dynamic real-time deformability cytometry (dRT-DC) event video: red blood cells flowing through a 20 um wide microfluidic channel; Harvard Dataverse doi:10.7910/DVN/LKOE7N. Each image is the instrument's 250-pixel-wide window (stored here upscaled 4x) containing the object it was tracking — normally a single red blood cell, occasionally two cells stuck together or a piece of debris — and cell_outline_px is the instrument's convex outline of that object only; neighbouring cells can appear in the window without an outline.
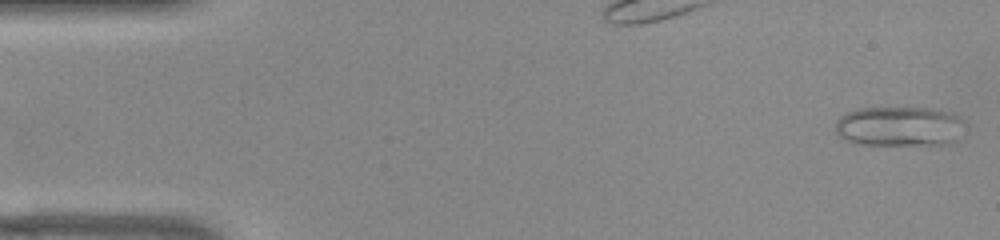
{"species": "common noctule bat (a hibernating species)", "species_latin": "Nyctalus noctula", "temperature_condition": "warm", "stored_images_in_passage": 51, "camera_frame_rate_fps": 3000, "um_per_image_px": 0.085, "animal": {"sex": "female", "body_mass_g": 22.0, "forearm_length_mm": 56.7}, "frame": {"image": 1, "passage_image": 1, "time_ms": 0.0, "image_size_px": [1000, 240], "cell_outline_px": [[956, 120], [952, 140], [948, 144], [852, 144], [840, 136], [836, 132], [836, 120], [848, 112], [856, 108], [928, 108], [948, 112], [956, 116]], "centroid_in_image_um": [76.22, 10.73], "position_along_channel_um": 8.8, "area_um2": 28.67}}
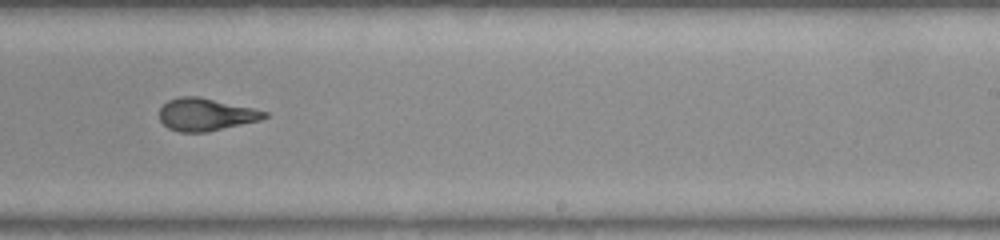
{"frame": {"image": 2, "passage_image": 31, "time_ms": 10.0, "image_size_px": [1000, 240], "cell_outline_px": [[268, 116], [260, 120], [208, 132], [180, 132], [168, 128], [160, 120], [160, 108], [168, 100], [180, 96], [200, 96], [252, 108], [268, 112]], "centroid_in_image_um": [17.48, 9.73], "position_along_channel_um": 271.5, "area_um2": 19.88}}
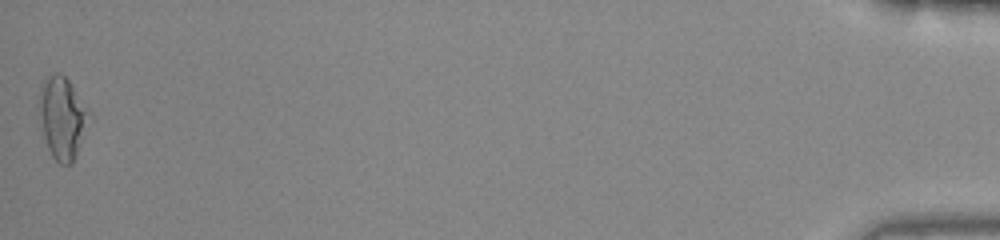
{"frame": {"image": 3, "passage_image": 51, "time_ms": 16.667, "image_size_px": [1000, 240], "cell_outline_px": [[88, 112], [76, 156], [72, 164], [60, 164], [52, 156], [48, 148], [44, 136], [40, 112], [40, 84], [48, 76], [56, 72], [60, 72], [68, 80]], "centroid_in_image_um": [5.24, 10.0], "position_along_channel_um": 430.0, "area_um2": 22.54}, "authors_computed_cell_mechanics": {"area_um2": 21.1548, "velocity_mm_per_s": 3.907, "shape_relaxation_time_tau1_ms": null, "shape_relaxation_time_tau2_ms": 1.3308, "deformation_change_tau1": null, "deformation_change_tau2": 0.098}}